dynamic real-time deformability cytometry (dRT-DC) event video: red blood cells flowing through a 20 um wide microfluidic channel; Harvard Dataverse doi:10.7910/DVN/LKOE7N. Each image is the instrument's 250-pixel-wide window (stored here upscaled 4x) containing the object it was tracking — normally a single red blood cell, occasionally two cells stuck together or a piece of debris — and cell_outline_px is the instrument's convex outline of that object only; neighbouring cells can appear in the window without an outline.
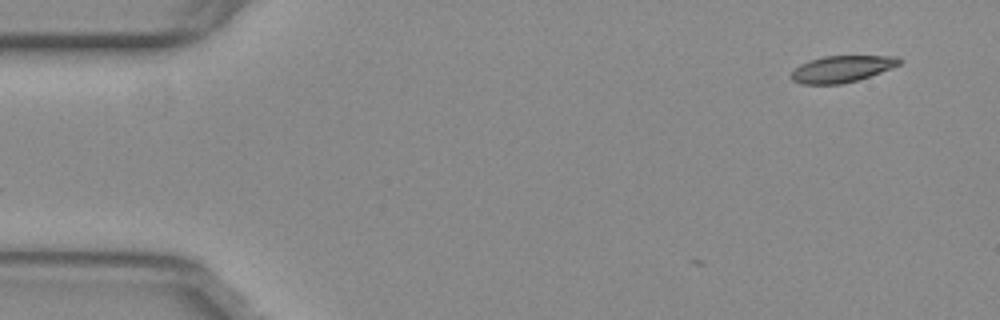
{"species": "common noctule bat (a hibernating species)", "species_latin": "Nyctalus noctula", "temperature_condition": "warm", "stored_images_in_passage": 2, "camera_frame_rate_fps": 3000, "um_per_image_px": 0.085, "animal": {"sex": "female", "body_mass_g": 29.2, "forearm_length_mm": 56.3}, "frame": {"image": 1, "passage_image": 2, "time_ms": 0.333, "image_size_px": [1000, 320], "cell_outline_px": [[904, 60], [900, 64], [892, 68], [856, 80], [840, 84], [800, 84], [792, 80], [792, 72], [800, 64], [808, 60], [824, 56], [900, 56]], "centroid_in_image_um": [71.57, 5.85], "position_along_channel_um": 13.4, "area_um2": 16.7}}